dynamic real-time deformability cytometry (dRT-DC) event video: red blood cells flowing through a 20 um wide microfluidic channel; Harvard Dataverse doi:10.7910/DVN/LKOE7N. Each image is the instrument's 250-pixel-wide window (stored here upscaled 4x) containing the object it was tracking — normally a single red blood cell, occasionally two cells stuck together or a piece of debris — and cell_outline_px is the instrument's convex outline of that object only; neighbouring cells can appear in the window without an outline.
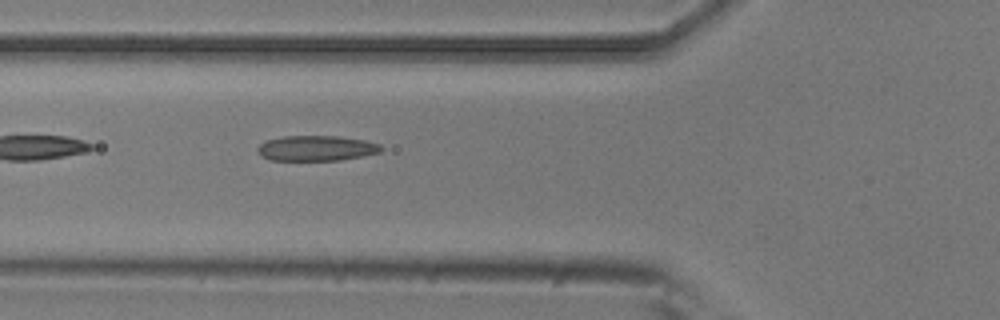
{"species": "common noctule bat (a hibernating species)", "species_latin": "Nyctalus noctula", "temperature_condition": "room temperature", "stored_images_in_passage": 5, "camera_frame_rate_fps": 3000, "um_per_image_px": 0.085, "animal": {"sex": "male", "body_mass_g": 20.5, "forearm_length_mm": 52.5}, "frame": {"image": 1, "passage_image": 5, "time_ms": 1.333, "image_size_px": [1000, 320], "cell_outline_px": [[384, 148], [380, 152], [364, 156], [340, 160], [268, 160], [260, 156], [256, 148], [264, 140], [284, 136], [340, 136], [364, 140], [380, 144]], "centroid_in_image_um": [26.87, 12.6], "position_along_channel_um": 98.9, "area_um2": 18.44}}